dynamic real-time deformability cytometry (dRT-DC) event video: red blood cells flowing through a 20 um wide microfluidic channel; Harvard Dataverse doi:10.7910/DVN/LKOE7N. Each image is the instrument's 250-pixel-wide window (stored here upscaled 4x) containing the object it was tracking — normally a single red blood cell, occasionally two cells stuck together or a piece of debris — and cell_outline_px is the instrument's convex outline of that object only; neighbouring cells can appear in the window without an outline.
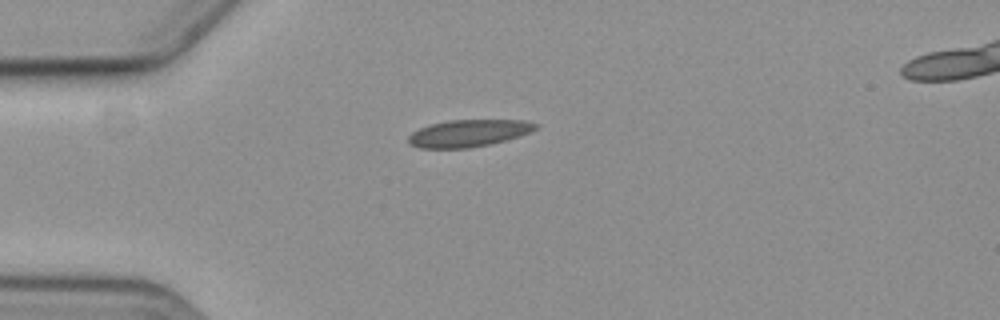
{"species": "common noctule bat (a hibernating species)", "species_latin": "Nyctalus noctula", "temperature_condition": "cold", "stored_images_in_passage": 2, "camera_frame_rate_fps": 3000, "um_per_image_px": 0.085, "animal": {"sex": "female", "body_mass_g": 19.3, "forearm_length_mm": 54.1}, "frame": {"image": 1, "passage_image": 1, "time_ms": 0.0, "image_size_px": [1000, 320], "cell_outline_px": [[540, 128], [532, 132], [520, 136], [492, 144], [468, 148], [420, 148], [408, 144], [408, 136], [412, 132], [420, 128], [432, 124], [448, 120], [524, 120], [540, 124]], "centroid_in_image_um": [39.88, 11.32], "position_along_channel_um": 45.1, "area_um2": 20.35}}